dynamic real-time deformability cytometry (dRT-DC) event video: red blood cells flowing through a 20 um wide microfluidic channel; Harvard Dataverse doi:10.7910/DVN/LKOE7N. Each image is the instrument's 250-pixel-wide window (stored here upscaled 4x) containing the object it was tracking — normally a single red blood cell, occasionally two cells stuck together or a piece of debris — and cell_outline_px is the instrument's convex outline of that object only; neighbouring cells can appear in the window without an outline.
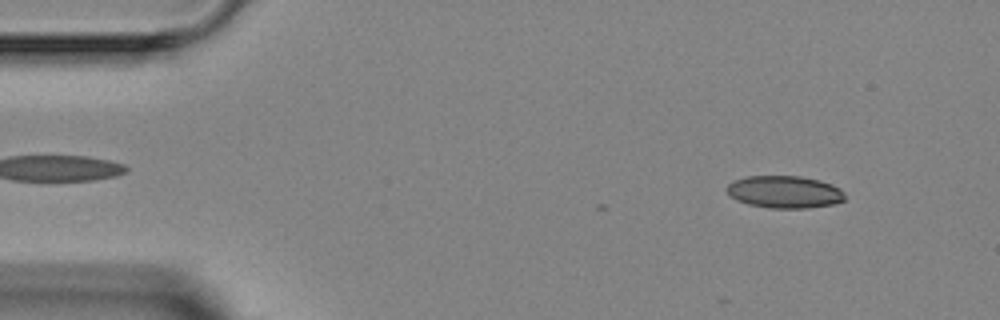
{"species": "Egyptian fruit bat (a non-hibernating species)", "species_latin": "Rousettus aegyptiacus", "temperature_condition": "room temperature", "stored_images_in_passage": 8, "camera_frame_rate_fps": 3000, "um_per_image_px": 0.085, "animal": {"sex": "female"}, "frame": {"image": 1, "passage_image": 1, "time_ms": 0.0, "image_size_px": [1000, 320], "cell_outline_px": [[844, 200], [832, 204], [808, 208], [768, 208], [748, 204], [736, 200], [724, 188], [732, 180], [748, 176], [800, 176], [820, 180], [832, 184], [840, 188], [844, 192]], "centroid_in_image_um": [66.67, 16.31], "position_along_channel_um": 18.3, "area_um2": 22.37}}
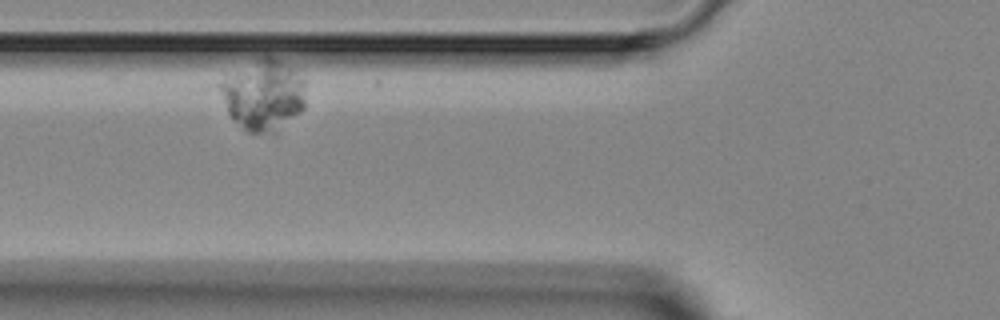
{"frame": {"image": 2, "passage_image": 6, "time_ms": 7.0, "image_size_px": [1000, 320], "cell_outline_px": [[304, 108], [276, 136], [248, 132], [232, 120], [228, 112], [216, 84], [264, 56], [272, 56], [292, 68], [304, 80]], "centroid_in_image_um": [22.4, 8.17], "position_along_channel_um": 103.4, "area_um2": 35.32}}
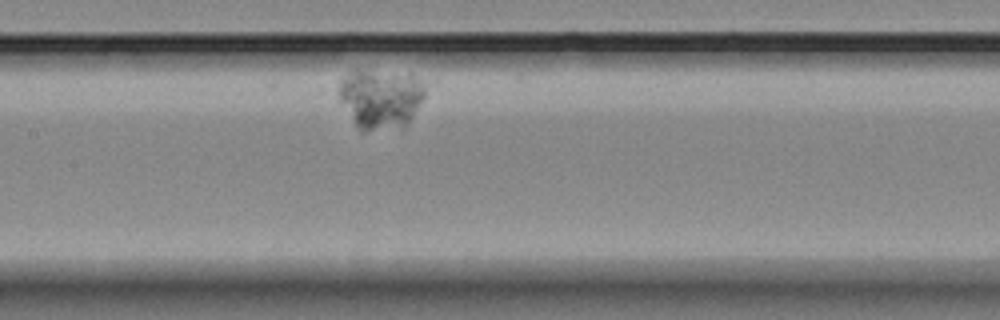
{"frame": {"image": 3, "passage_image": 8, "time_ms": 9.333, "image_size_px": [1000, 320], "cell_outline_px": [[436, 84], [408, 124], [404, 128], [364, 132], [360, 132], [340, 100], [340, 80], [348, 72], [356, 68], [412, 72], [436, 80]], "centroid_in_image_um": [32.59, 8.29], "position_along_channel_um": 174.8, "area_um2": 32.89}}